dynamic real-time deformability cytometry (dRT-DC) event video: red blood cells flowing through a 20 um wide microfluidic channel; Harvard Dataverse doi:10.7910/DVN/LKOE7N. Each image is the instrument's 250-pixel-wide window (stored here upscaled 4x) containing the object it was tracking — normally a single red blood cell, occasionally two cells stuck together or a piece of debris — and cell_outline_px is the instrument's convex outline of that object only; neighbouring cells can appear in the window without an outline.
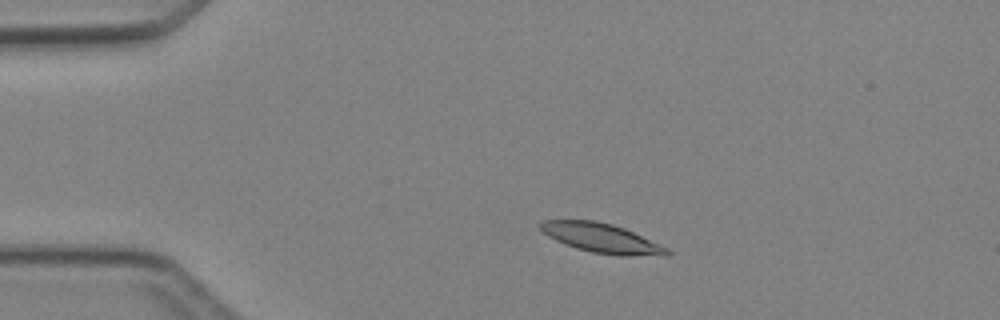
{"species": "Egyptian fruit bat (a non-hibernating species)", "species_latin": "Rousettus aegyptiacus", "temperature_condition": "cold", "stored_images_in_passage": 3, "camera_frame_rate_fps": 3000, "um_per_image_px": 0.085, "animal": {"sex": "female"}, "frame": {"image": 1, "passage_image": 2, "time_ms": 1.0, "image_size_px": [1000, 320], "cell_outline_px": [[672, 252], [668, 256], [620, 256], [592, 252], [576, 248], [556, 240], [548, 236], [536, 224], [544, 220], [596, 220], [612, 224], [624, 228], [668, 248]], "centroid_in_image_um": [51.16, 20.24], "position_along_channel_um": 33.8, "area_um2": 21.73}}